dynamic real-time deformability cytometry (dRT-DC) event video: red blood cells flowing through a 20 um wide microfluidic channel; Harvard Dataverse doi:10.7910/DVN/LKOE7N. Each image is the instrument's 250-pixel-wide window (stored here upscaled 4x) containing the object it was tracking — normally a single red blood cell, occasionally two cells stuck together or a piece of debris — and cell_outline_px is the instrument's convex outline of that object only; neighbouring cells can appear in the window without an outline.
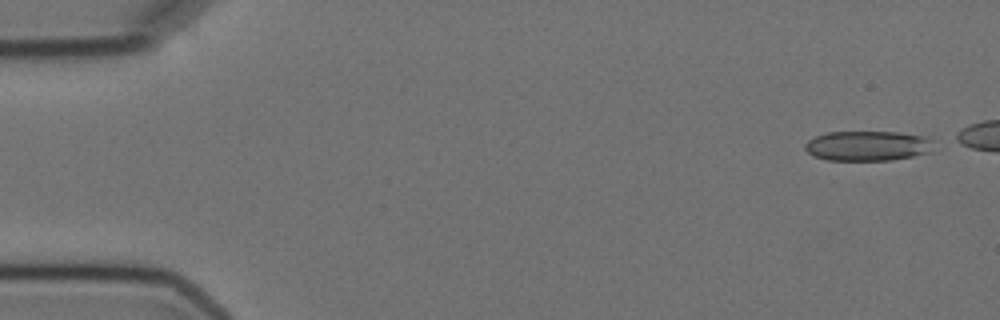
{"species": "Egyptian fruit bat (a non-hibernating species)", "species_latin": "Rousettus aegyptiacus", "temperature_condition": "cold", "stored_images_in_passage": 7, "segment_of_instrument_passage": [1, 2], "camera_frame_rate_fps": 3000, "um_per_image_px": 0.085, "animal": {"sex": "female"}, "frame": {"image": 1, "passage_image": 1, "time_ms": 0.0, "image_size_px": [1000, 320], "cell_outline_px": [[932, 152], [892, 160], [828, 160], [812, 156], [804, 148], [804, 144], [808, 140], [816, 136], [828, 132], [900, 132], [924, 136], [932, 140]], "centroid_in_image_um": [73.74, 12.4], "position_along_channel_um": 11.3, "area_um2": 22.54}}
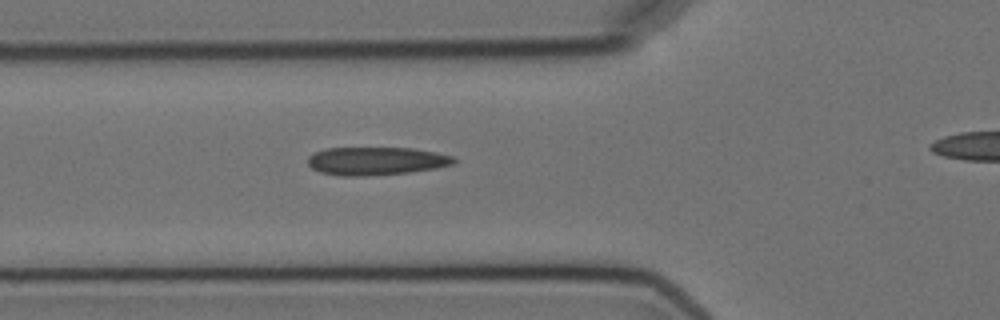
{"frame": {"image": 2, "passage_image": 6, "time_ms": 5.667, "image_size_px": [1000, 320], "cell_outline_px": [[456, 164], [436, 168], [408, 172], [368, 176], [344, 176], [320, 172], [312, 168], [308, 164], [308, 156], [324, 148], [412, 148], [436, 152], [452, 156], [456, 160]], "centroid_in_image_um": [31.98, 13.68], "position_along_channel_um": 93.8, "area_um2": 23.93}}